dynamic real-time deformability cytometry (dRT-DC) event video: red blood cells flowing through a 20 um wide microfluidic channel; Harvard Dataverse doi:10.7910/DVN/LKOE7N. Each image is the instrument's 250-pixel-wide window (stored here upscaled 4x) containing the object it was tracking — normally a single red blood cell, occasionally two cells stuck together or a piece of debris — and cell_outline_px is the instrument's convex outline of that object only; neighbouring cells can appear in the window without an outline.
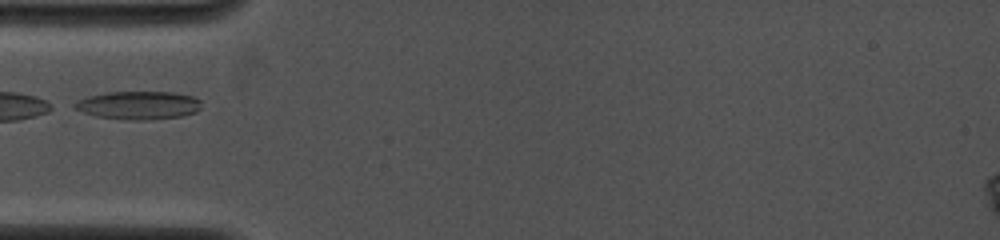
{"species": "common noctule bat (a hibernating species)", "species_latin": "Nyctalus noctula", "temperature_condition": "cold", "stored_images_in_passage": 31, "camera_frame_rate_fps": 4000, "um_per_image_px": 0.085, "animal": {"sex": "female", "body_mass_g": 19.0, "forearm_length_mm": 53.3}, "frame": {"image": 1, "passage_image": 1, "time_ms": 0.0, "image_size_px": [1000, 240], "cell_outline_px": [[200, 108], [196, 112], [184, 116], [144, 120], [120, 120], [96, 116], [72, 108], [68, 104], [76, 100], [88, 96], [108, 92], [172, 92], [192, 96], [200, 100]], "centroid_in_image_um": [11.7, 8.95], "position_along_channel_um": 73.3, "area_um2": 21.15}}